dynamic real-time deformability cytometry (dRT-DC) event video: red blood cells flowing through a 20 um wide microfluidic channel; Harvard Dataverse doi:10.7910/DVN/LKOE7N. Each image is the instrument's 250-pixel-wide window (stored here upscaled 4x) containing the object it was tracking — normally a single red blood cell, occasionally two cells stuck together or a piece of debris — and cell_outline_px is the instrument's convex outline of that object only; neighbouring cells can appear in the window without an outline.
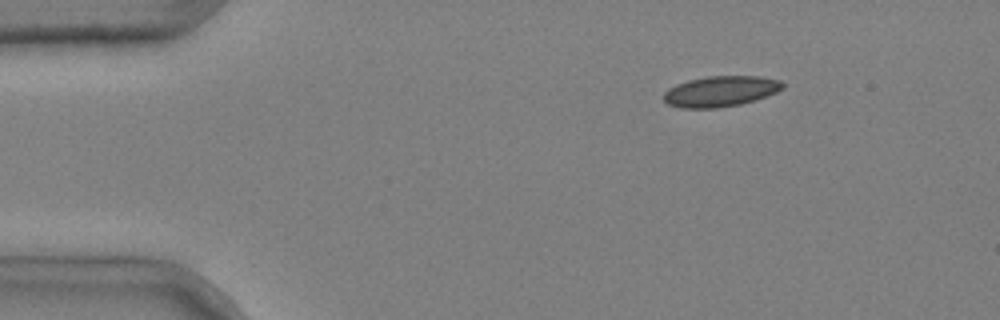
{"species": "common noctule bat (a hibernating species)", "species_latin": "Nyctalus noctula", "temperature_condition": "cold", "stored_images_in_passage": 9, "camera_frame_rate_fps": 3000, "um_per_image_px": 0.085, "animal": {"sex": "male", "body_mass_g": 20.4}, "frame": {"image": 1, "passage_image": 2, "time_ms": 0.333, "image_size_px": [1000, 320], "cell_outline_px": [[784, 88], [776, 92], [740, 104], [716, 108], [680, 108], [668, 104], [664, 100], [664, 92], [668, 88], [676, 84], [688, 80], [708, 76], [760, 76], [780, 80], [784, 84]], "centroid_in_image_um": [61.22, 7.75], "position_along_channel_um": 23.8, "area_um2": 21.15}}
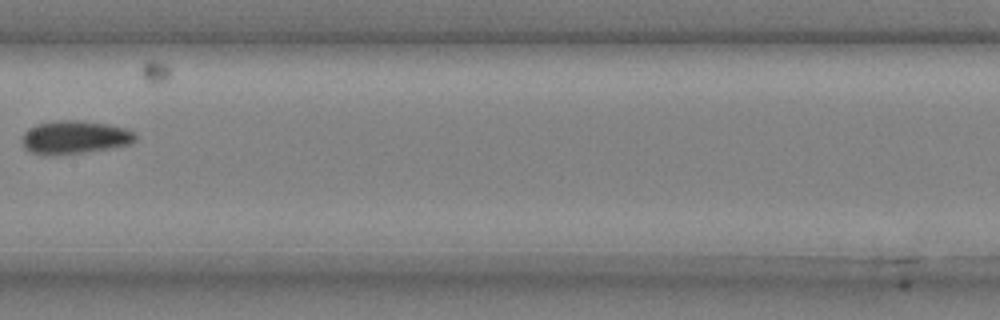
{"frame": {"image": 2, "passage_image": 7, "time_ms": 2.0, "image_size_px": [1000, 320], "cell_outline_px": [[136, 140], [128, 144], [112, 148], [84, 152], [52, 156], [32, 152], [24, 148], [20, 140], [24, 132], [36, 124], [52, 120], [76, 120], [104, 124], [124, 128], [136, 132]], "centroid_in_image_um": [6.3, 11.67], "position_along_channel_um": 201.1, "area_um2": 22.02}}